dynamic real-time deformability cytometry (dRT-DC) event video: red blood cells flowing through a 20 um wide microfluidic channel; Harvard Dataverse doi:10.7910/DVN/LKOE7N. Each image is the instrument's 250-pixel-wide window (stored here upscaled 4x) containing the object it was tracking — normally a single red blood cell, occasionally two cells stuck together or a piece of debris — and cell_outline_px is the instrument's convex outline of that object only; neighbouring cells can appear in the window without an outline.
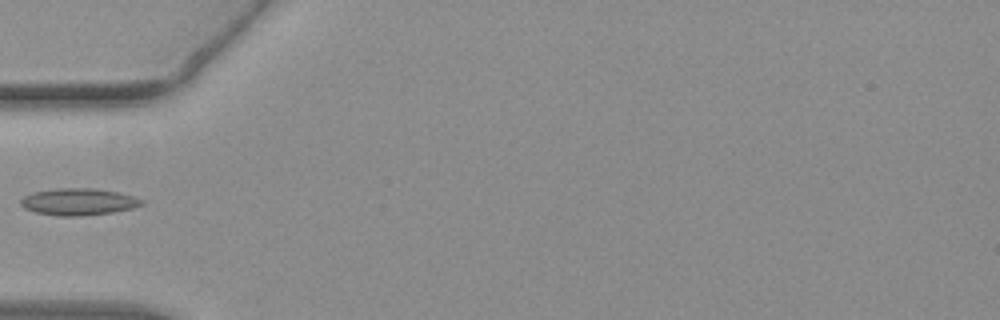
{"species": "common noctule bat (a hibernating species)", "species_latin": "Nyctalus noctula", "temperature_condition": "warm", "stored_images_in_passage": 36, "camera_frame_rate_fps": 3000, "um_per_image_px": 0.085, "animal": {"sex": "female", "body_mass_g": 19.3, "forearm_length_mm": 54.1}, "frame": {"image": 1, "passage_image": 1, "time_ms": 0.0, "image_size_px": [1000, 320], "cell_outline_px": [[144, 204], [132, 208], [112, 212], [84, 216], [60, 216], [36, 212], [24, 208], [20, 204], [20, 200], [24, 196], [32, 192], [60, 188], [92, 188], [120, 192], [136, 196], [144, 200]], "centroid_in_image_um": [6.7, 17.14], "position_along_channel_um": 78.3, "area_um2": 19.07}}
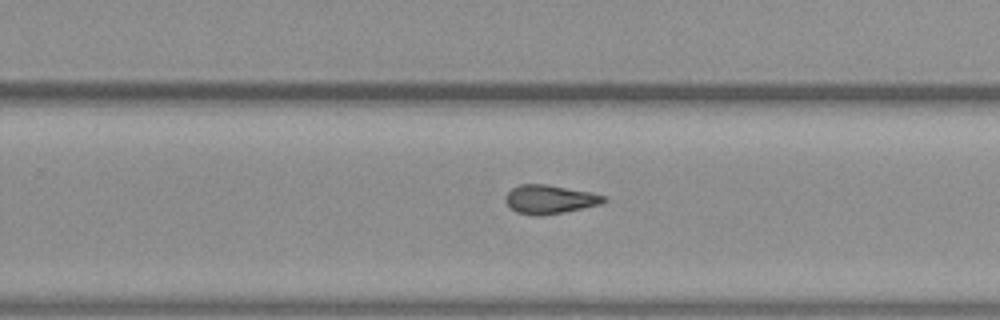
{"frame": {"image": 2, "passage_image": 17, "time_ms": 5.333, "image_size_px": [1000, 320], "cell_outline_px": [[608, 200], [604, 204], [544, 216], [536, 216], [516, 212], [504, 200], [504, 196], [512, 188], [520, 184], [544, 184], [588, 192], [604, 196]], "centroid_in_image_um": [46.72, 16.96], "position_along_channel_um": 283.1, "area_um2": 16.47}}
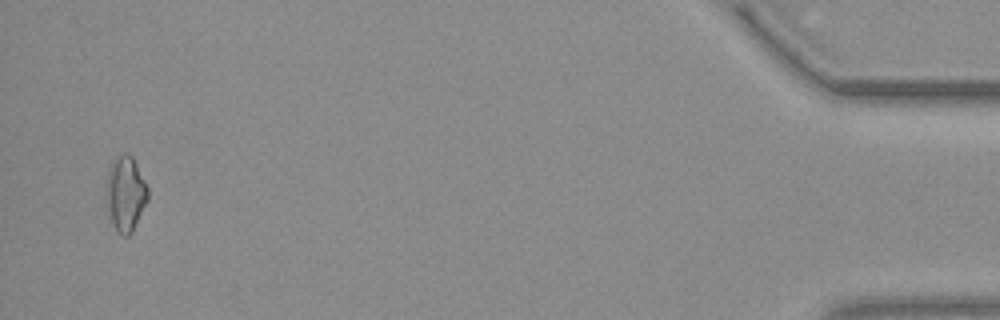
{"frame": {"image": 3, "passage_image": 35, "time_ms": 11.333, "image_size_px": [1000, 320], "cell_outline_px": [[148, 200], [132, 232], [128, 236], [124, 236], [116, 228], [112, 220], [104, 192], [104, 188], [108, 168], [112, 160], [124, 152], [128, 152], [132, 156], [148, 188]], "centroid_in_image_um": [10.65, 16.4], "position_along_channel_um": 424.5, "area_um2": 18.21}}